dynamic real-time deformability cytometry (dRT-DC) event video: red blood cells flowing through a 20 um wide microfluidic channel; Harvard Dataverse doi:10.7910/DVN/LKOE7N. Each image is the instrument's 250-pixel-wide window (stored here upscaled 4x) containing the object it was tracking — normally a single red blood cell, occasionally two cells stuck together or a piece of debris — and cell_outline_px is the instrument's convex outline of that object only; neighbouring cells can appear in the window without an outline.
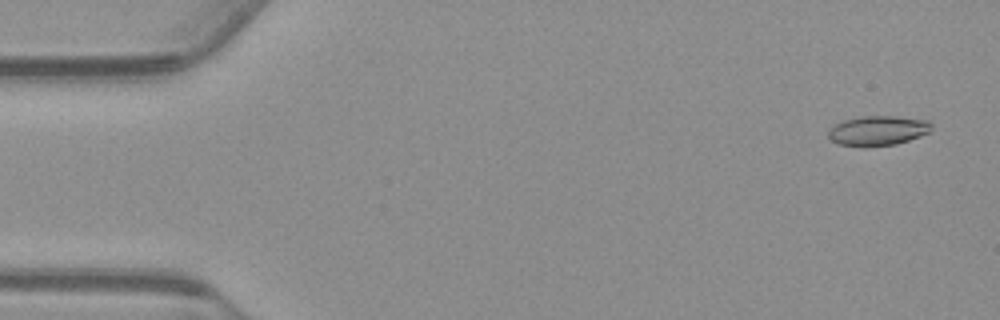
{"species": "common noctule bat (a hibernating species)", "species_latin": "Nyctalus noctula", "temperature_condition": "warm", "stored_images_in_passage": 15, "camera_frame_rate_fps": 3000, "um_per_image_px": 0.085, "animal": {"sex": "male", "body_mass_g": 23.1, "forearm_length_mm": 52.7}, "frame": {"image": 1, "passage_image": 3, "time_ms": 0.667, "image_size_px": [1000, 320], "cell_outline_px": [[932, 128], [928, 132], [920, 136], [896, 144], [864, 148], [840, 144], [832, 140], [828, 136], [828, 132], [836, 124], [844, 120], [864, 116], [896, 116], [928, 120], [932, 124]], "centroid_in_image_um": [74.64, 11.12], "position_along_channel_um": 10.4, "area_um2": 17.92}}